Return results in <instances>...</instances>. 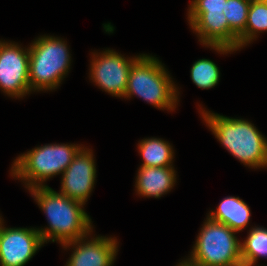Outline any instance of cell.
<instances>
[{"label":"cell","mask_w":267,"mask_h":266,"mask_svg":"<svg viewBox=\"0 0 267 266\" xmlns=\"http://www.w3.org/2000/svg\"><path fill=\"white\" fill-rule=\"evenodd\" d=\"M28 191L47 217L48 227L36 228L44 243L57 242L62 245L93 232L92 219L83 203L54 191L48 185Z\"/></svg>","instance_id":"6da1fadb"},{"label":"cell","mask_w":267,"mask_h":266,"mask_svg":"<svg viewBox=\"0 0 267 266\" xmlns=\"http://www.w3.org/2000/svg\"><path fill=\"white\" fill-rule=\"evenodd\" d=\"M199 109L205 125L232 156L247 167L267 168V138L253 123Z\"/></svg>","instance_id":"7a4b0ae2"},{"label":"cell","mask_w":267,"mask_h":266,"mask_svg":"<svg viewBox=\"0 0 267 266\" xmlns=\"http://www.w3.org/2000/svg\"><path fill=\"white\" fill-rule=\"evenodd\" d=\"M158 57L142 54L131 66L124 99L133 96L170 112L179 102V88Z\"/></svg>","instance_id":"3957f363"},{"label":"cell","mask_w":267,"mask_h":266,"mask_svg":"<svg viewBox=\"0 0 267 266\" xmlns=\"http://www.w3.org/2000/svg\"><path fill=\"white\" fill-rule=\"evenodd\" d=\"M82 146L54 143L35 147L14 159L10 175L21 180L27 190L46 186L47 180L62 175Z\"/></svg>","instance_id":"277c9868"},{"label":"cell","mask_w":267,"mask_h":266,"mask_svg":"<svg viewBox=\"0 0 267 266\" xmlns=\"http://www.w3.org/2000/svg\"><path fill=\"white\" fill-rule=\"evenodd\" d=\"M29 85L32 92L57 89L71 68V53L63 38L40 35L29 46Z\"/></svg>","instance_id":"5b68a950"},{"label":"cell","mask_w":267,"mask_h":266,"mask_svg":"<svg viewBox=\"0 0 267 266\" xmlns=\"http://www.w3.org/2000/svg\"><path fill=\"white\" fill-rule=\"evenodd\" d=\"M238 232L208 216L192 251L184 260L192 266H236L242 264Z\"/></svg>","instance_id":"8992f818"},{"label":"cell","mask_w":267,"mask_h":266,"mask_svg":"<svg viewBox=\"0 0 267 266\" xmlns=\"http://www.w3.org/2000/svg\"><path fill=\"white\" fill-rule=\"evenodd\" d=\"M227 0H192L188 5L189 26L205 47L220 54L238 51V39L229 31L223 14Z\"/></svg>","instance_id":"52a82bcc"},{"label":"cell","mask_w":267,"mask_h":266,"mask_svg":"<svg viewBox=\"0 0 267 266\" xmlns=\"http://www.w3.org/2000/svg\"><path fill=\"white\" fill-rule=\"evenodd\" d=\"M92 54L89 79L109 95L124 98L131 66L142 54L125 57L109 48Z\"/></svg>","instance_id":"ba28073f"},{"label":"cell","mask_w":267,"mask_h":266,"mask_svg":"<svg viewBox=\"0 0 267 266\" xmlns=\"http://www.w3.org/2000/svg\"><path fill=\"white\" fill-rule=\"evenodd\" d=\"M29 54V47L0 40V90L7 97L18 99L31 93Z\"/></svg>","instance_id":"9c48e42d"},{"label":"cell","mask_w":267,"mask_h":266,"mask_svg":"<svg viewBox=\"0 0 267 266\" xmlns=\"http://www.w3.org/2000/svg\"><path fill=\"white\" fill-rule=\"evenodd\" d=\"M0 218V266H24L44 242L36 227H5Z\"/></svg>","instance_id":"30bf717a"},{"label":"cell","mask_w":267,"mask_h":266,"mask_svg":"<svg viewBox=\"0 0 267 266\" xmlns=\"http://www.w3.org/2000/svg\"><path fill=\"white\" fill-rule=\"evenodd\" d=\"M94 156L91 148L85 146L78 151L70 165L62 173L59 191L61 194L86 204L97 177Z\"/></svg>","instance_id":"8fae6325"},{"label":"cell","mask_w":267,"mask_h":266,"mask_svg":"<svg viewBox=\"0 0 267 266\" xmlns=\"http://www.w3.org/2000/svg\"><path fill=\"white\" fill-rule=\"evenodd\" d=\"M89 235L62 244L64 250L73 249L65 266H113L118 254L116 237ZM89 238V239H88Z\"/></svg>","instance_id":"7c38bea8"},{"label":"cell","mask_w":267,"mask_h":266,"mask_svg":"<svg viewBox=\"0 0 267 266\" xmlns=\"http://www.w3.org/2000/svg\"><path fill=\"white\" fill-rule=\"evenodd\" d=\"M176 173L174 167L140 166L136 174L135 191L138 196L159 199L175 186Z\"/></svg>","instance_id":"4fadbf2b"},{"label":"cell","mask_w":267,"mask_h":266,"mask_svg":"<svg viewBox=\"0 0 267 266\" xmlns=\"http://www.w3.org/2000/svg\"><path fill=\"white\" fill-rule=\"evenodd\" d=\"M207 216L239 233L248 228L251 211L248 204L239 197L228 196L221 200L216 210H210Z\"/></svg>","instance_id":"5bb4252c"},{"label":"cell","mask_w":267,"mask_h":266,"mask_svg":"<svg viewBox=\"0 0 267 266\" xmlns=\"http://www.w3.org/2000/svg\"><path fill=\"white\" fill-rule=\"evenodd\" d=\"M138 152L146 167H174V150L172 145L162 138H144L138 141Z\"/></svg>","instance_id":"9a60e30c"},{"label":"cell","mask_w":267,"mask_h":266,"mask_svg":"<svg viewBox=\"0 0 267 266\" xmlns=\"http://www.w3.org/2000/svg\"><path fill=\"white\" fill-rule=\"evenodd\" d=\"M267 32V0L254 1L250 3L246 28L238 38V50L258 38L259 33Z\"/></svg>","instance_id":"2e32d148"},{"label":"cell","mask_w":267,"mask_h":266,"mask_svg":"<svg viewBox=\"0 0 267 266\" xmlns=\"http://www.w3.org/2000/svg\"><path fill=\"white\" fill-rule=\"evenodd\" d=\"M249 229L246 239L240 242L242 264L257 266L260 257L267 258V229L262 226Z\"/></svg>","instance_id":"e0dca14e"},{"label":"cell","mask_w":267,"mask_h":266,"mask_svg":"<svg viewBox=\"0 0 267 266\" xmlns=\"http://www.w3.org/2000/svg\"><path fill=\"white\" fill-rule=\"evenodd\" d=\"M190 77L198 88L210 89L219 83L220 70L213 61L203 58L193 63Z\"/></svg>","instance_id":"ac0fdd59"},{"label":"cell","mask_w":267,"mask_h":266,"mask_svg":"<svg viewBox=\"0 0 267 266\" xmlns=\"http://www.w3.org/2000/svg\"><path fill=\"white\" fill-rule=\"evenodd\" d=\"M247 0H227L223 14L228 20L229 31L238 39L246 28L247 15L250 6Z\"/></svg>","instance_id":"d6986e66"},{"label":"cell","mask_w":267,"mask_h":266,"mask_svg":"<svg viewBox=\"0 0 267 266\" xmlns=\"http://www.w3.org/2000/svg\"><path fill=\"white\" fill-rule=\"evenodd\" d=\"M176 266H192V265L188 264L185 260H182Z\"/></svg>","instance_id":"ffe728a7"},{"label":"cell","mask_w":267,"mask_h":266,"mask_svg":"<svg viewBox=\"0 0 267 266\" xmlns=\"http://www.w3.org/2000/svg\"><path fill=\"white\" fill-rule=\"evenodd\" d=\"M249 2H254V1H261V0H247Z\"/></svg>","instance_id":"44dd1931"}]
</instances>
